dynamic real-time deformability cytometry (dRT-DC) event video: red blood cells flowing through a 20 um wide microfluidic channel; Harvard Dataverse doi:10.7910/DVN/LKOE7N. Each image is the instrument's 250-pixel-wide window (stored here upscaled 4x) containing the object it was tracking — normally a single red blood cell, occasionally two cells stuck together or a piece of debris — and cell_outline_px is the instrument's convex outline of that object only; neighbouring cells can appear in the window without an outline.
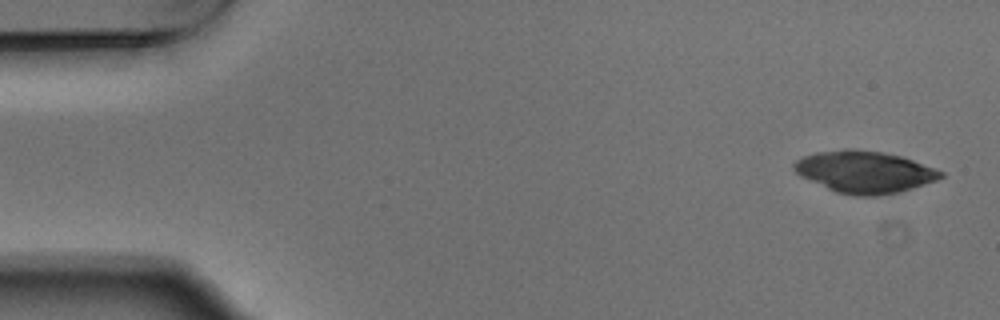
{"species": "Egyptian fruit bat (a non-hibernating species)", "species_latin": "Rousettus aegyptiacus", "temperature_condition": "warm", "stored_images_in_passage": 7, "camera_frame_rate_fps": 3000, "um_per_image_px": 0.085, "animal": {"sex": "male"}, "frame": {"image": 1, "passage_image": 1, "time_ms": 0.0, "image_size_px": [1000, 320], "cell_outline_px": [[944, 176], [936, 180], [900, 192], [876, 196], [856, 196], [836, 192], [800, 176], [792, 168], [792, 164], [796, 160], [804, 156], [816, 152], [844, 148], [856, 148], [884, 152], [900, 156], [936, 168], [944, 172]], "centroid_in_image_um": [73.47, 14.6], "position_along_channel_um": 11.5, "area_um2": 36.01}}